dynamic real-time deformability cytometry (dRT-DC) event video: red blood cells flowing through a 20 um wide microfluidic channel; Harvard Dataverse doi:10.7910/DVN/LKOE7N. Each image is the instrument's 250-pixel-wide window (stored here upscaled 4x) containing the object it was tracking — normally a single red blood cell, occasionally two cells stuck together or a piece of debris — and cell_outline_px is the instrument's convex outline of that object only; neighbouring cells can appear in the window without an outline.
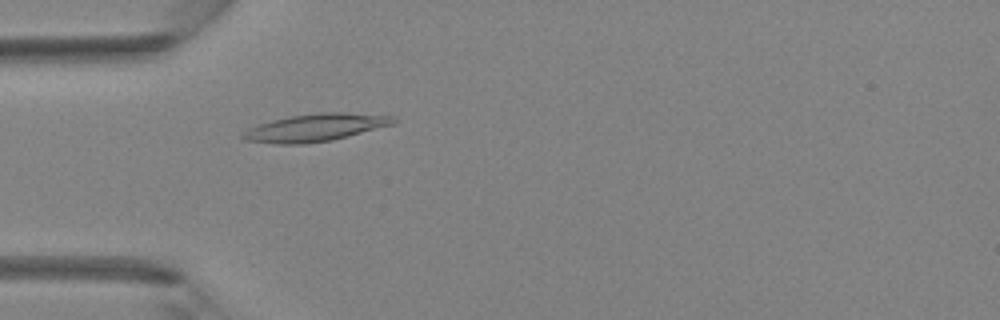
{"species": "Egyptian fruit bat (a non-hibernating species)", "species_latin": "Rousettus aegyptiacus", "temperature_condition": "room temperature", "stored_images_in_passage": 4, "camera_frame_rate_fps": 3000, "um_per_image_px": 0.085, "animal": {"sex": "female"}, "frame": {"image": 1, "passage_image": 4, "time_ms": 3.667, "image_size_px": [1000, 320], "cell_outline_px": [[396, 124], [332, 140], [304, 144], [276, 144], [244, 140], [240, 136], [248, 128], [272, 120], [288, 116], [316, 112], [348, 112], [392, 116], [396, 120]], "centroid_in_image_um": [26.82, 10.84], "position_along_channel_um": 58.2, "area_um2": 24.33}}